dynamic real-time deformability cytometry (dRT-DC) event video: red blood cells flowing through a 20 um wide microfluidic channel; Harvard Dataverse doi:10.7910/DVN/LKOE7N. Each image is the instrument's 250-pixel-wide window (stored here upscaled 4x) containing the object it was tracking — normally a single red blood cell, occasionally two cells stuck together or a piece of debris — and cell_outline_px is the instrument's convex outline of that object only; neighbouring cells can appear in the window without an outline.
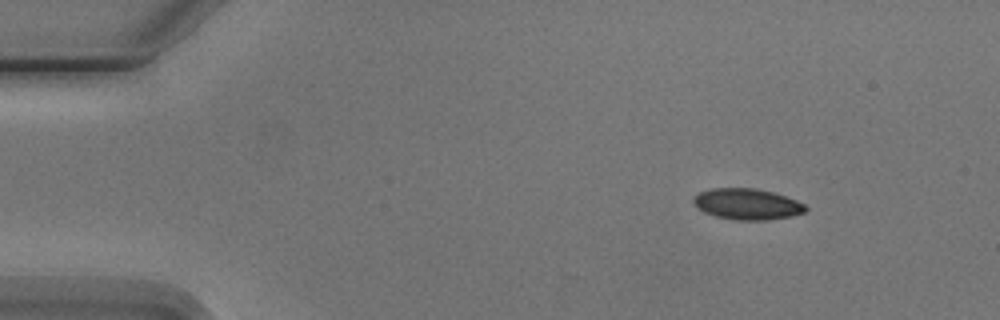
{"species": "Egyptian fruit bat (a non-hibernating species)", "species_latin": "Rousettus aegyptiacus", "temperature_condition": "cold", "stored_images_in_passage": 5, "camera_frame_rate_fps": 3000, "um_per_image_px": 0.085, "animal": {"sex": "male"}, "frame": {"image": 1, "passage_image": 1, "time_ms": 0.0, "image_size_px": [1000, 320], "cell_outline_px": [[808, 208], [804, 212], [788, 216], [768, 220], [740, 220], [716, 216], [704, 212], [692, 200], [700, 192], [712, 188], [756, 188], [772, 192], [796, 200], [804, 204]], "centroid_in_image_um": [63.52, 17.34], "position_along_channel_um": 21.5, "area_um2": 19.88}}
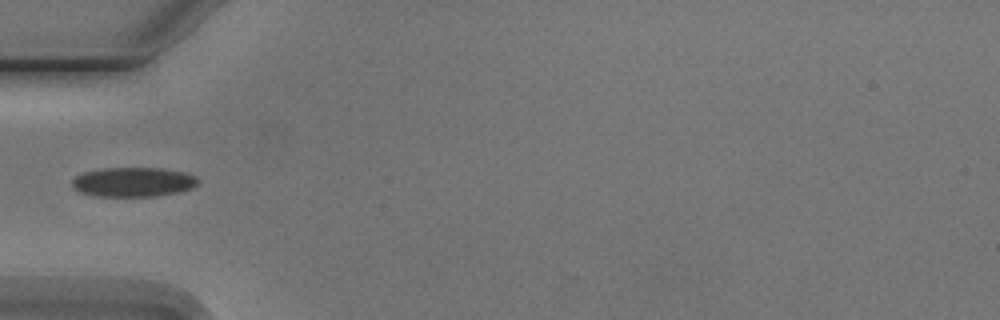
{"frame": {"image": 2, "passage_image": 4, "time_ms": 3.667, "image_size_px": [1000, 320], "cell_outline_px": [[200, 180], [192, 188], [180, 192], [156, 196], [96, 196], [80, 192], [72, 188], [72, 180], [76, 176], [84, 172], [100, 168], [164, 168], [184, 172], [196, 176]], "centroid_in_image_um": [11.33, 15.47], "position_along_channel_um": 73.7, "area_um2": 21.79}}
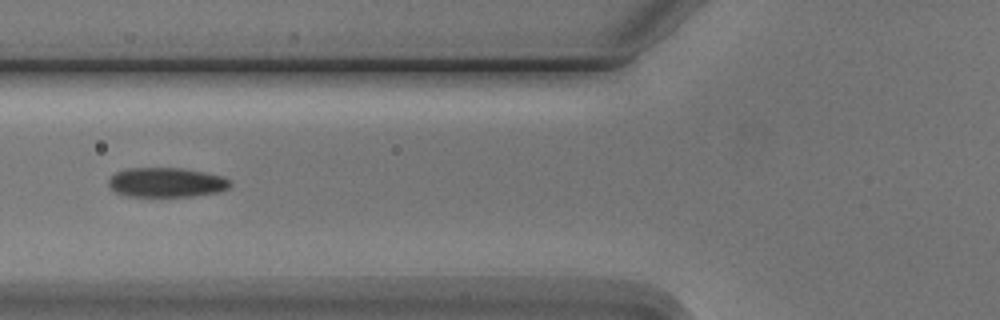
{"frame": {"image": 3, "passage_image": 5, "time_ms": 4.667, "image_size_px": [1000, 320], "cell_outline_px": [[232, 184], [228, 188], [220, 192], [192, 196], [124, 196], [116, 192], [108, 184], [108, 180], [116, 172], [128, 168], [184, 168], [224, 176], [232, 180]], "centroid_in_image_um": [14.19, 15.5], "position_along_channel_um": 111.6, "area_um2": 21.1}}